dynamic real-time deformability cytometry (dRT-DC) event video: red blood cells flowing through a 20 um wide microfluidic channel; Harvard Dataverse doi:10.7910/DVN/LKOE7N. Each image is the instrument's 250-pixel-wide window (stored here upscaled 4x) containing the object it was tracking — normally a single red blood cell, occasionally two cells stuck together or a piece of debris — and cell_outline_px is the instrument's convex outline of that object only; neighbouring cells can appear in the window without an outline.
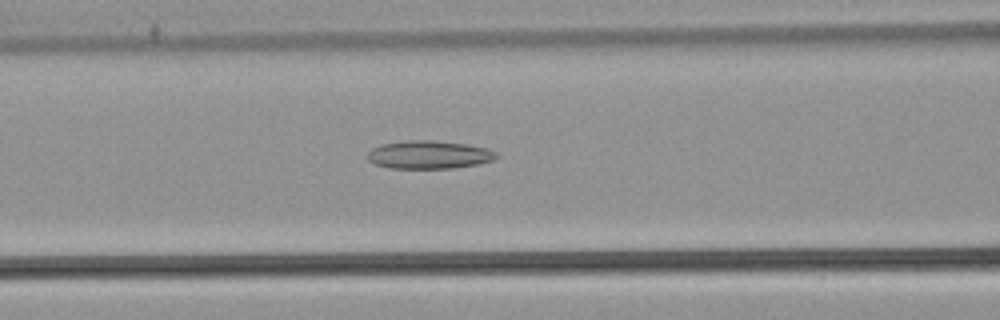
{"species": "common noctule bat (a hibernating species)", "species_latin": "Nyctalus noctula", "temperature_condition": "warm", "stored_images_in_passage": 30, "camera_frame_rate_fps": 3000, "um_per_image_px": 0.085, "animal": {"sex": "male", "body_mass_g": 21.5, "forearm_length_mm": 52.0}, "frame": {"image": 1, "passage_image": 10, "time_ms": 3.0, "image_size_px": [1000, 320], "cell_outline_px": [[496, 156], [492, 160], [480, 164], [452, 168], [388, 168], [376, 164], [368, 160], [368, 152], [372, 148], [380, 144], [412, 140], [432, 140], [468, 144], [488, 148], [496, 152]], "centroid_in_image_um": [36.46, 13.15], "position_along_channel_um": 130.1, "area_um2": 21.1}}
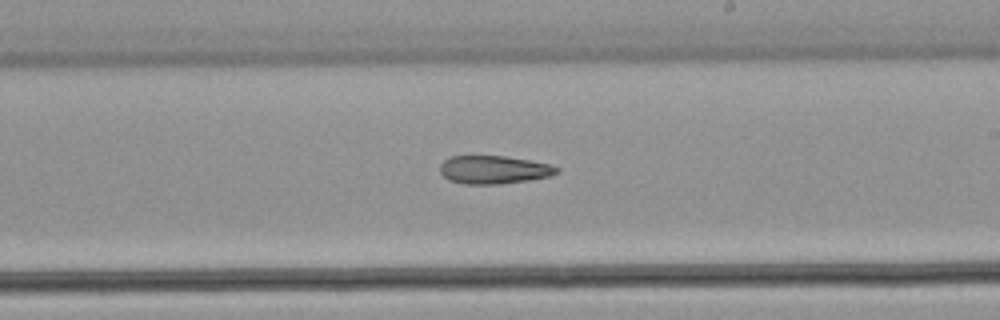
{"frame": {"image": 2, "passage_image": 19, "time_ms": 6.0, "image_size_px": [1000, 320], "cell_outline_px": [[560, 172], [548, 176], [528, 180], [500, 184], [464, 184], [448, 180], [440, 172], [440, 164], [448, 156], [504, 156], [552, 164], [560, 168]], "centroid_in_image_um": [41.97, 14.42], "position_along_channel_um": 247.0, "area_um2": 19.25}}
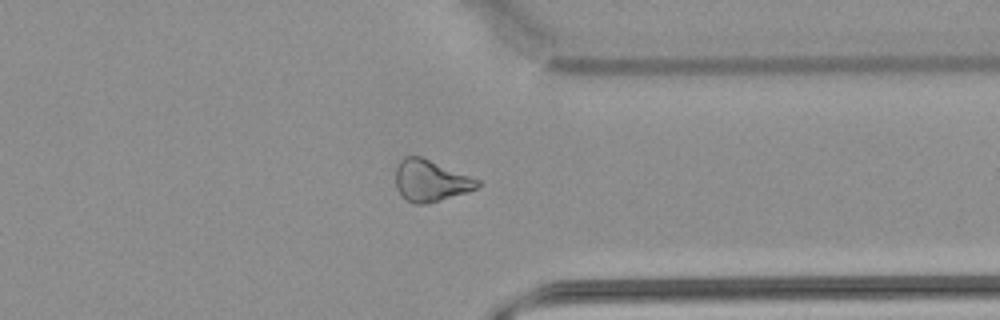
{"frame": {"image": 3, "passage_image": 29, "time_ms": 9.333, "image_size_px": [1000, 320], "cell_outline_px": [[480, 184], [476, 188], [468, 192], [424, 204], [416, 204], [408, 200], [396, 188], [396, 168], [400, 160], [404, 156], [420, 156], [480, 180]], "centroid_in_image_um": [36.59, 15.35], "position_along_channel_um": 374.8, "area_um2": 19.42}}